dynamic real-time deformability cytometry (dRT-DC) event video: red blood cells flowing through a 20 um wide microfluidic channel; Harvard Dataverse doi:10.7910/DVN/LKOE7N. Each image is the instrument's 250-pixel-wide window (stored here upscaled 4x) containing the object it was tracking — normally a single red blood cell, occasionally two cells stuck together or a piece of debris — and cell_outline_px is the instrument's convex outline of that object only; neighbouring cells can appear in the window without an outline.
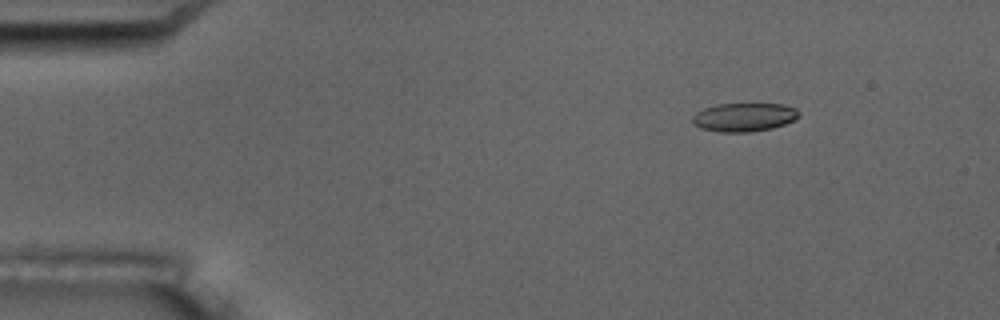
{"species": "common noctule bat (a hibernating species)", "species_latin": "Nyctalus noctula", "temperature_condition": "room temperature", "stored_images_in_passage": 3, "camera_frame_rate_fps": 3000, "um_per_image_px": 0.085, "animal": {"sex": "male", "body_mass_g": 17.5, "forearm_length_mm": 52.3}, "frame": {"image": 1, "passage_image": 1, "time_ms": 0.0, "image_size_px": [1000, 320], "cell_outline_px": [[800, 116], [796, 120], [772, 128], [748, 132], [720, 132], [700, 128], [692, 124], [692, 116], [696, 112], [704, 108], [716, 104], [784, 104], [796, 108], [800, 112]], "centroid_in_image_um": [63.25, 9.96], "position_along_channel_um": 21.7, "area_um2": 17.92}}